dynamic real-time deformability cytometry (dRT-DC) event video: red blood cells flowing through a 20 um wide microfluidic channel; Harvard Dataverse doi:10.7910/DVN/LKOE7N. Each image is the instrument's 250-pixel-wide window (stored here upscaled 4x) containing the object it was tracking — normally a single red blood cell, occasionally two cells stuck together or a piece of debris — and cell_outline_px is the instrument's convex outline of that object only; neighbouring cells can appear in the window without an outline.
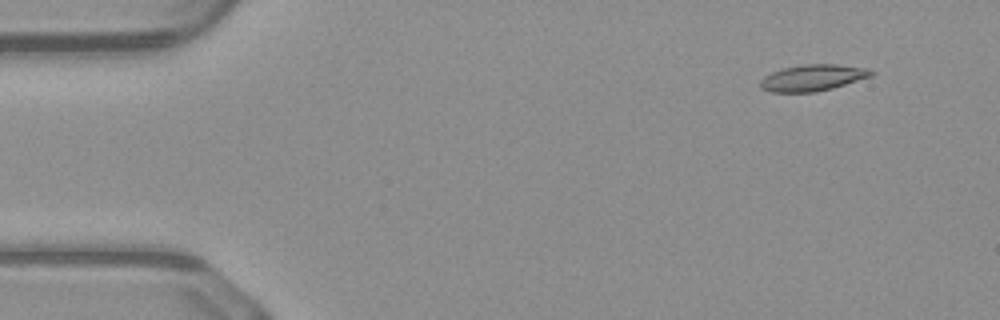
{"species": "common noctule bat (a hibernating species)", "species_latin": "Nyctalus noctula", "temperature_condition": "warm", "stored_images_in_passage": 51, "camera_frame_rate_fps": 3000, "um_per_image_px": 0.085, "animal": {"sex": "male", "body_mass_g": 23.1, "forearm_length_mm": 52.7}, "frame": {"image": 1, "passage_image": 5, "time_ms": 1.333, "image_size_px": [1000, 320], "cell_outline_px": [[876, 72], [872, 76], [832, 88], [816, 92], [772, 92], [760, 88], [760, 80], [764, 76], [772, 72], [784, 68], [804, 64], [836, 64], [868, 68]], "centroid_in_image_um": [69.09, 6.6], "position_along_channel_um": 15.9, "area_um2": 17.05}}
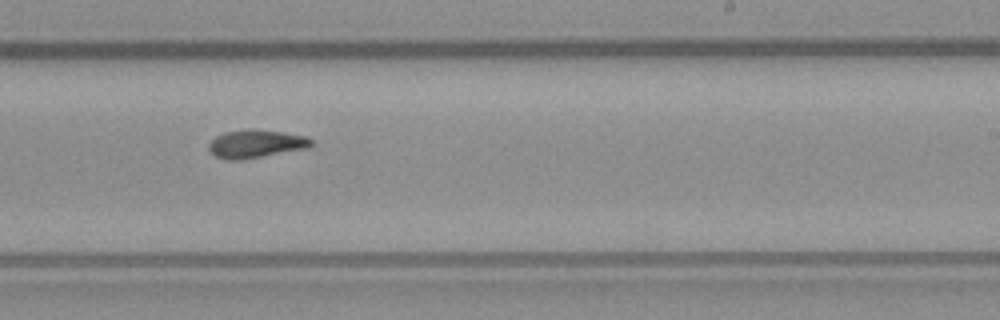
{"frame": {"image": 2, "passage_image": 31, "time_ms": 10.0, "image_size_px": [1000, 320], "cell_outline_px": [[312, 144], [308, 148], [244, 160], [224, 160], [216, 156], [208, 148], [208, 144], [216, 136], [224, 132], [280, 132], [304, 136], [312, 140]], "centroid_in_image_um": [21.73, 12.29], "position_along_channel_um": 267.3, "area_um2": 16.01}}
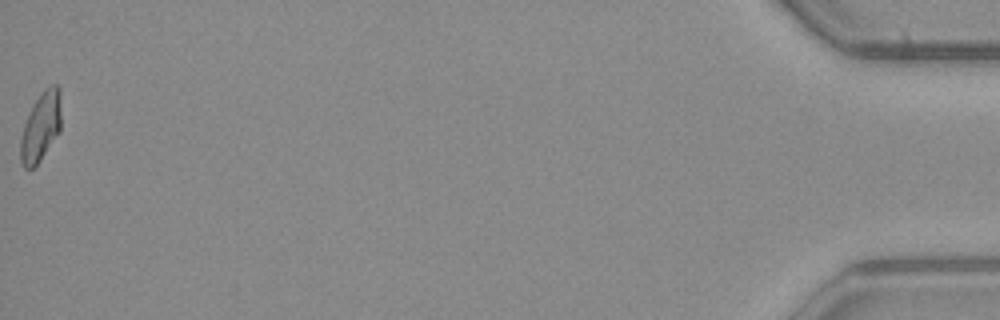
{"frame": {"image": 3, "passage_image": 51, "time_ms": 16.667, "image_size_px": [1000, 320], "cell_outline_px": [[60, 132], [40, 160], [32, 168], [24, 168], [20, 160], [20, 140], [24, 124], [36, 100], [44, 88], [52, 84], [56, 84], [60, 88]], "centroid_in_image_um": [3.48, 10.77], "position_along_channel_um": 431.7, "area_um2": 16.18}, "authors_computed_cell_mechanics": {"area_um2": 16.5308, "velocity_mm_per_s": 4.0983, "shape_relaxation_time_tau1_ms": 7.1974, "shape_relaxation_time_tau2_ms": 4.4895, "deformation_change_tau1": 0.1956, "deformation_change_tau2": 0.096}}